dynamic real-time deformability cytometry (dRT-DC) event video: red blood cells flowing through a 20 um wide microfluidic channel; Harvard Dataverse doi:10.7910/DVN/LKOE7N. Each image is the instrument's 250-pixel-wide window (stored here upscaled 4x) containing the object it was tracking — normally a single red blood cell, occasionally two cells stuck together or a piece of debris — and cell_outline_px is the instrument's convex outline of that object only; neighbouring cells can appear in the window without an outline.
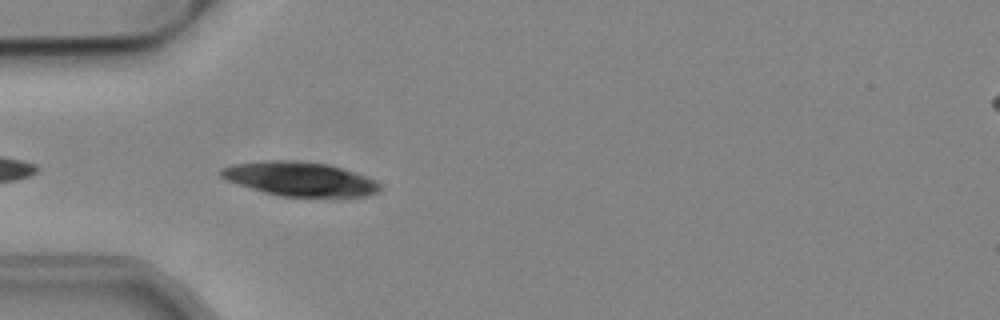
{"species": "common noctule bat (a hibernating species)", "species_latin": "Nyctalus noctula", "temperature_condition": "cold", "stored_images_in_passage": 7, "camera_frame_rate_fps": 3000, "um_per_image_px": 0.085, "animal": {"sex": "male", "body_mass_g": 19.2, "forearm_length_mm": 51.8}, "frame": {"image": 1, "passage_image": 3, "time_ms": 0.667, "image_size_px": [1000, 320], "cell_outline_px": [[384, 188], [380, 192], [368, 196], [280, 196], [264, 192], [224, 180], [220, 176], [220, 168], [232, 164], [264, 160], [300, 160], [328, 164], [376, 180]], "centroid_in_image_um": [25.46, 15.2], "position_along_channel_um": 59.5, "area_um2": 31.73}}